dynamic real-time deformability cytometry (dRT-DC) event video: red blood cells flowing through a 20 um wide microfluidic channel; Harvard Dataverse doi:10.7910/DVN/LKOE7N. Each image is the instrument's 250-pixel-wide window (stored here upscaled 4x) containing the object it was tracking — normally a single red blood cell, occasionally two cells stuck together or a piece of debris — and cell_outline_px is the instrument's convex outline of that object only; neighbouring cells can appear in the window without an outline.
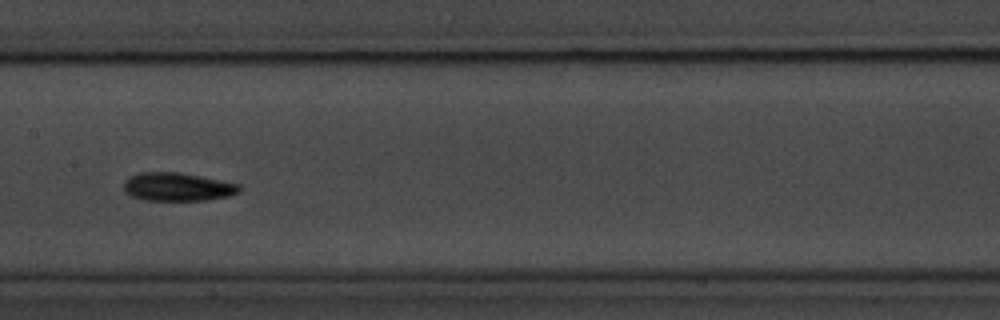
{"species": "common noctule bat (a hibernating species)", "species_latin": "Nyctalus noctula", "temperature_condition": "room temperature", "stored_images_in_passage": 13, "camera_frame_rate_fps": 3000, "um_per_image_px": 0.085, "animal": {"sex": "male", "body_mass_g": 20.1, "forearm_length_mm": 53.5}, "frame": {"image": 1, "passage_image": 8, "time_ms": 9.0, "image_size_px": [1000, 320], "cell_outline_px": [[240, 192], [228, 196], [204, 200], [144, 200], [132, 196], [124, 192], [124, 180], [128, 176], [140, 172], [180, 172], [240, 184]], "centroid_in_image_um": [15.05, 15.87], "position_along_channel_um": 192.3, "area_um2": 19.13}, "authors_computed_cell_mechanics": {"area_um2": 18.496, "velocity_mm_per_s": 3.5916, "shape_relaxation_time_tau1_ms": 2.1138, "shape_relaxation_time_tau2_ms": 7.9448, "deformation_change_tau1": 0.1011, "deformation_change_tau2": 0.1412}}